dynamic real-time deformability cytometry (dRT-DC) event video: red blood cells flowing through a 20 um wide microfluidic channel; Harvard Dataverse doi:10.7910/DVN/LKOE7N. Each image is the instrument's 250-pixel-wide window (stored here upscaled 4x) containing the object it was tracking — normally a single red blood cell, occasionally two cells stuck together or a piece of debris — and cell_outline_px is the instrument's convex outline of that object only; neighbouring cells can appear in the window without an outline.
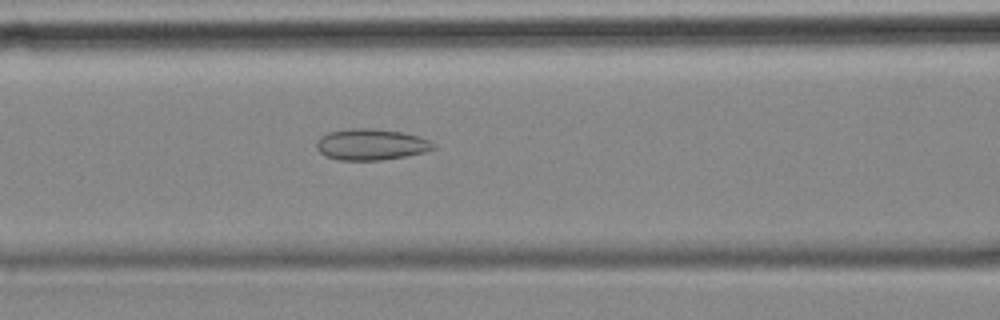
{"species": "common noctule bat (a hibernating species)", "species_latin": "Nyctalus noctula", "temperature_condition": "cold", "stored_images_in_passage": 40, "camera_frame_rate_fps": 3000, "um_per_image_px": 0.085, "animal": {"sex": "female", "body_mass_g": 18.4}, "frame": {"image": 1, "passage_image": 7, "time_ms": 2.0, "image_size_px": [1000, 320], "cell_outline_px": [[436, 148], [424, 152], [404, 156], [380, 160], [336, 160], [324, 156], [316, 148], [316, 144], [320, 136], [328, 132], [348, 128], [372, 128], [404, 132], [420, 136], [436, 144]], "centroid_in_image_um": [31.52, 12.27], "position_along_channel_um": 135.1, "area_um2": 21.5}}
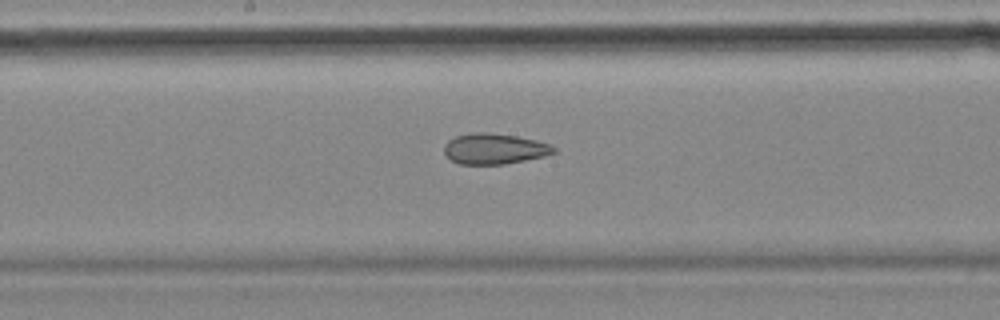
{"frame": {"image": 2, "passage_image": 13, "time_ms": 4.0, "image_size_px": [1000, 320], "cell_outline_px": [[560, 152], [544, 156], [504, 164], [460, 164], [452, 160], [444, 152], [444, 144], [448, 140], [456, 136], [472, 132], [488, 132], [516, 136], [536, 140], [552, 144]], "centroid_in_image_um": [42.06, 12.64], "position_along_channel_um": 206.1, "area_um2": 19.71}}
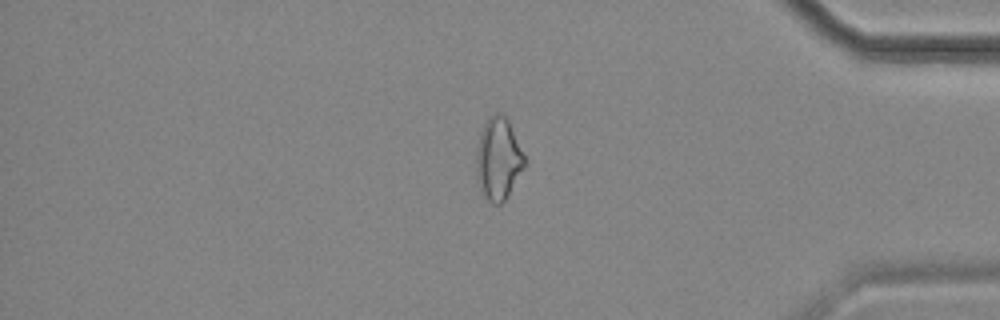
{"frame": {"image": 3, "passage_image": 31, "time_ms": 10.0, "image_size_px": [1000, 320], "cell_outline_px": [[528, 164], [508, 196], [500, 204], [492, 204], [480, 192], [476, 176], [476, 148], [480, 132], [488, 116], [496, 112], [500, 112], [508, 120]], "centroid_in_image_um": [42.36, 13.53], "position_along_channel_um": 392.8, "area_um2": 23.58}, "authors_computed_cell_mechanics": {"area_um2": 21.4149, "velocity_mm_per_s": 3.5676, "shape_relaxation_time_tau1_ms": null, "shape_relaxation_time_tau2_ms": 3.2013, "deformation_change_tau1": null, "deformation_change_tau2": 0.1115}}